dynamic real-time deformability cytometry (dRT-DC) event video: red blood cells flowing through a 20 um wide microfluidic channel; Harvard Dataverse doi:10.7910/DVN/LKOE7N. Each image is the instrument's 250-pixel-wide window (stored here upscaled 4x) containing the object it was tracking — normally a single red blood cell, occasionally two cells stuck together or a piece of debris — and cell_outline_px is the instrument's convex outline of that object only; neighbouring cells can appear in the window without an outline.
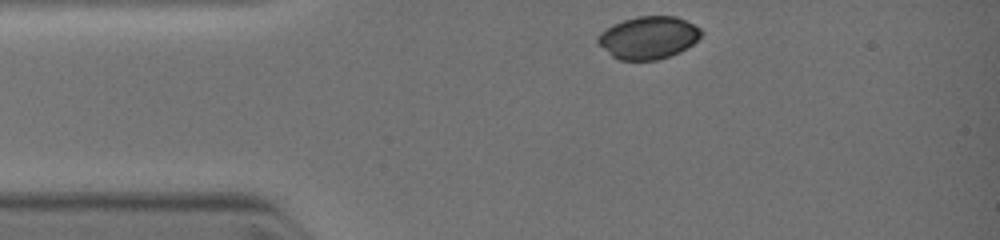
{"species": "common noctule bat (a hibernating species)", "species_latin": "Nyctalus noctula", "temperature_condition": "warm", "stored_images_in_passage": 27, "camera_frame_rate_fps": 3000, "um_per_image_px": 0.085, "animal": {"sex": "female", "body_mass_g": 19.0, "forearm_length_mm": 51.5}, "frame": {"image": 1, "passage_image": 1, "time_ms": 0.0, "image_size_px": [1000, 240], "cell_outline_px": [[704, 32], [692, 44], [680, 52], [656, 60], [620, 60], [612, 56], [596, 44], [596, 36], [600, 32], [612, 24], [636, 16], [676, 16], [700, 28]], "centroid_in_image_um": [55.06, 3.2], "position_along_channel_um": 29.9, "area_um2": 25.72}}
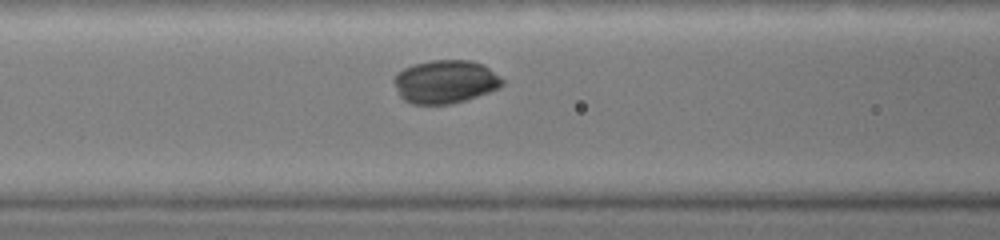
{"frame": {"image": 2, "passage_image": 20, "time_ms": 2.667, "image_size_px": [1000, 240], "cell_outline_px": [[504, 84], [500, 88], [452, 104], [412, 104], [404, 100], [400, 96], [392, 80], [404, 68], [416, 64], [432, 60], [472, 60], [484, 64], [500, 76], [504, 80]], "centroid_in_image_um": [37.88, 6.94], "position_along_channel_um": 128.7, "area_um2": 27.28}}
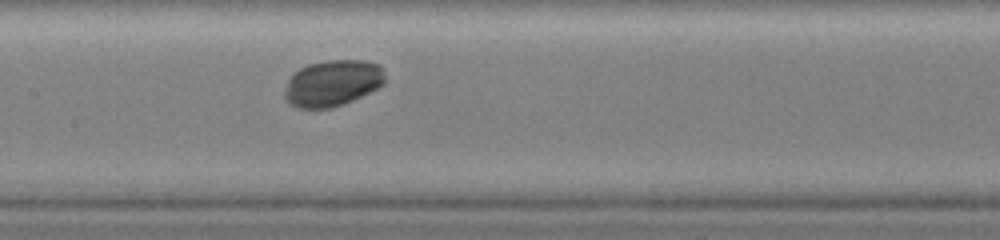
{"frame": {"image": 3, "passage_image": 25, "time_ms": 3.667, "image_size_px": [1000, 240], "cell_outline_px": [[384, 84], [380, 88], [352, 100], [332, 108], [300, 108], [292, 104], [284, 96], [284, 92], [288, 80], [292, 72], [308, 64], [328, 60], [364, 60], [380, 64], [384, 68]], "centroid_in_image_um": [28.3, 7.05], "position_along_channel_um": 179.1, "area_um2": 27.22}}